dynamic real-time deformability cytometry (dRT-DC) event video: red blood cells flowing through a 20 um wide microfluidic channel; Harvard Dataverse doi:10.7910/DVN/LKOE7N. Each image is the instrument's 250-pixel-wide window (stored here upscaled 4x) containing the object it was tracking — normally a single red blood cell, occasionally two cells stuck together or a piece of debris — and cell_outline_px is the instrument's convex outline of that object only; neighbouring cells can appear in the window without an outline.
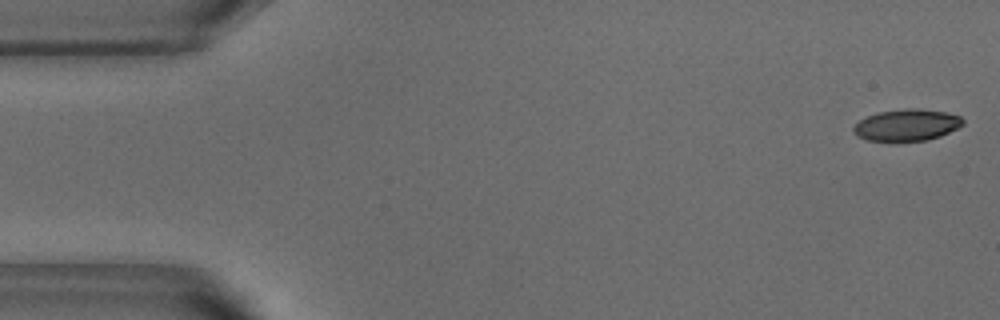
{"species": "common noctule bat (a hibernating species)", "species_latin": "Nyctalus noctula", "temperature_condition": "warm", "stored_images_in_passage": 52, "camera_frame_rate_fps": 3000, "um_per_image_px": 0.085, "animal": {"sex": "male", "body_mass_g": 18.8}, "frame": {"image": 1, "passage_image": 1, "time_ms": 0.0, "image_size_px": [1000, 320], "cell_outline_px": [[964, 124], [940, 136], [928, 140], [868, 140], [856, 136], [852, 132], [852, 128], [860, 120], [876, 112], [904, 108], [920, 108], [944, 112], [960, 116], [964, 120]], "centroid_in_image_um": [77.06, 10.61], "position_along_channel_um": 7.9, "area_um2": 20.06}}
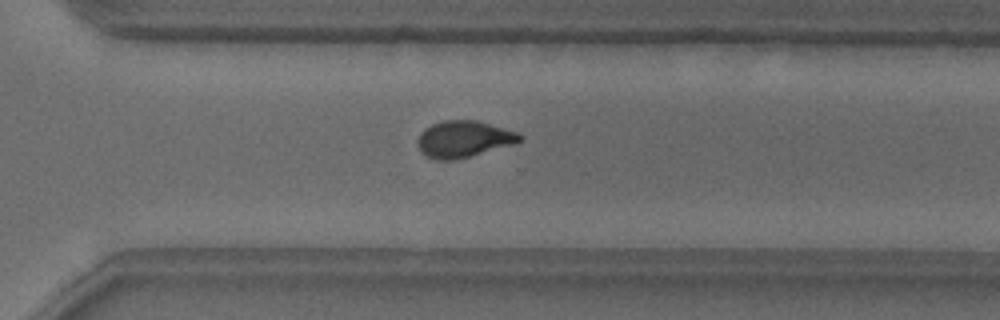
{"frame": {"image": 2, "passage_image": 36, "time_ms": 11.667, "image_size_px": [1000, 320], "cell_outline_px": [[524, 140], [516, 144], [452, 160], [436, 160], [420, 152], [416, 144], [416, 140], [420, 132], [424, 128], [432, 124], [444, 120], [476, 120], [520, 132], [524, 136]], "centroid_in_image_um": [39.43, 11.81], "position_along_channel_um": 331.2, "area_um2": 22.08}}
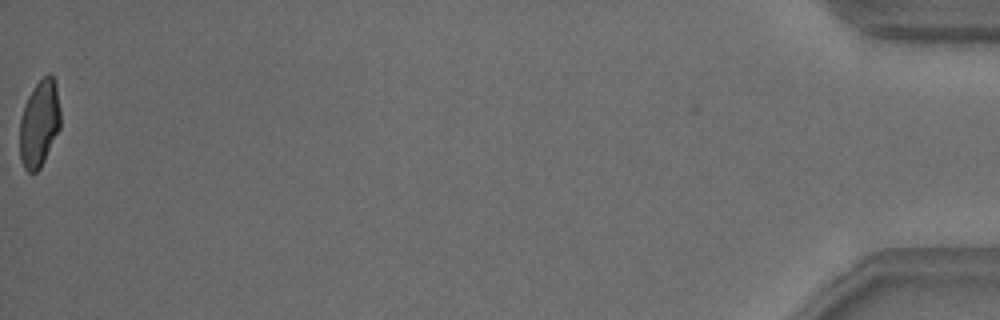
{"frame": {"image": 3, "passage_image": 52, "time_ms": 17.0, "image_size_px": [1000, 320], "cell_outline_px": [[60, 128], [40, 168], [32, 176], [24, 168], [20, 160], [20, 120], [24, 104], [32, 88], [48, 72], [52, 76], [56, 84], [60, 112]], "centroid_in_image_um": [3.33, 10.52], "position_along_channel_um": 431.9, "area_um2": 20.69}, "authors_computed_cell_mechanics": {"area_um2": 21.8773, "velocity_mm_per_s": 3.8369, "shape_relaxation_time_tau1_ms": 5.0791, "shape_relaxation_time_tau2_ms": 1.2224, "deformation_change_tau1": 0.1591, "deformation_change_tau2": 0.0737}}